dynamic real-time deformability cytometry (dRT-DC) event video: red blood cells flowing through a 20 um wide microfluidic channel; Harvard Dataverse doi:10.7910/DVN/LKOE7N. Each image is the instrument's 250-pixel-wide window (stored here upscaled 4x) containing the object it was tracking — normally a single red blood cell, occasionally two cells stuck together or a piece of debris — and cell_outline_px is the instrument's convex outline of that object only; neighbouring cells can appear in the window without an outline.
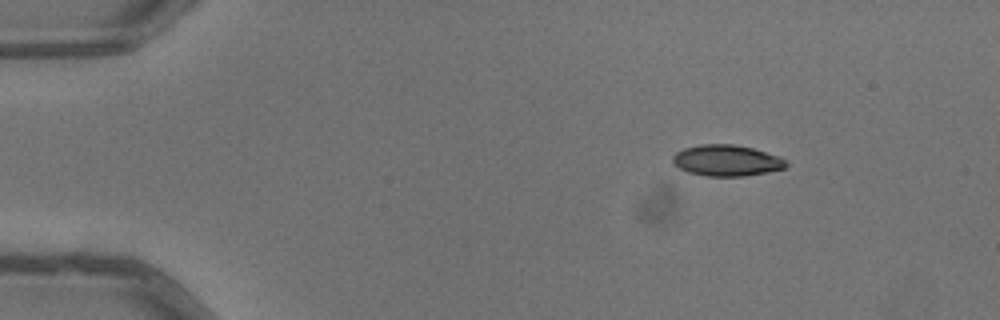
{"species": "common noctule bat (a hibernating species)", "species_latin": "Nyctalus noctula", "temperature_condition": "warm", "stored_images_in_passage": 3, "camera_frame_rate_fps": 3000, "um_per_image_px": 0.085, "animal": {"sex": "male", "body_mass_g": 13.3}, "frame": {"image": 1, "passage_image": 1, "time_ms": 0.0, "image_size_px": [1000, 320], "cell_outline_px": [[788, 164], [784, 168], [768, 172], [744, 176], [708, 176], [688, 172], [672, 164], [672, 156], [676, 152], [684, 148], [700, 144], [732, 144], [752, 148], [780, 156], [788, 160]], "centroid_in_image_um": [61.77, 13.64], "position_along_channel_um": 23.2, "area_um2": 20.69}}